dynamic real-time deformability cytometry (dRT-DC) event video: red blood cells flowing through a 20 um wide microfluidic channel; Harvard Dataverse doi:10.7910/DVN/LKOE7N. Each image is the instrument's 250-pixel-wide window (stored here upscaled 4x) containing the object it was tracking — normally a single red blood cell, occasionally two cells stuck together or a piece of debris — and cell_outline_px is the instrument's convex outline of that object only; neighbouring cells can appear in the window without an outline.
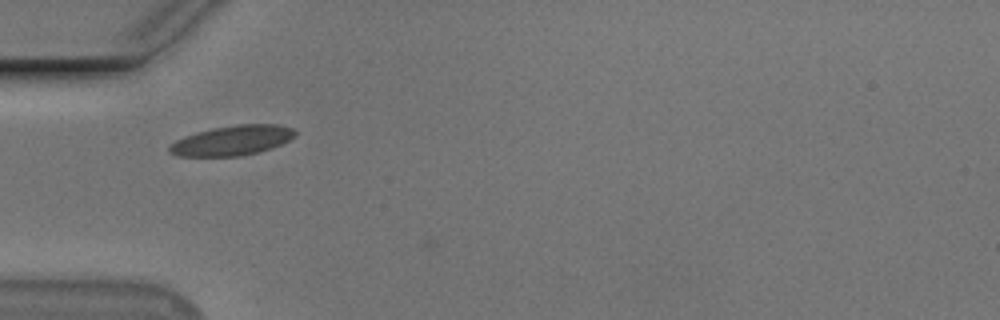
{"species": "Egyptian fruit bat (a non-hibernating species)", "species_latin": "Rousettus aegyptiacus", "temperature_condition": "cold", "stored_images_in_passage": 4, "camera_frame_rate_fps": 3000, "um_per_image_px": 0.085, "animal": {"sex": "male"}, "frame": {"image": 1, "passage_image": 3, "time_ms": 0.667, "image_size_px": [1000, 320], "cell_outline_px": [[296, 132], [288, 140], [272, 148], [240, 156], [180, 156], [168, 152], [168, 148], [176, 140], [184, 136], [196, 132], [212, 128], [236, 124], [276, 124], [292, 128]], "centroid_in_image_um": [19.7, 11.93], "position_along_channel_um": 65.3, "area_um2": 21.68}}